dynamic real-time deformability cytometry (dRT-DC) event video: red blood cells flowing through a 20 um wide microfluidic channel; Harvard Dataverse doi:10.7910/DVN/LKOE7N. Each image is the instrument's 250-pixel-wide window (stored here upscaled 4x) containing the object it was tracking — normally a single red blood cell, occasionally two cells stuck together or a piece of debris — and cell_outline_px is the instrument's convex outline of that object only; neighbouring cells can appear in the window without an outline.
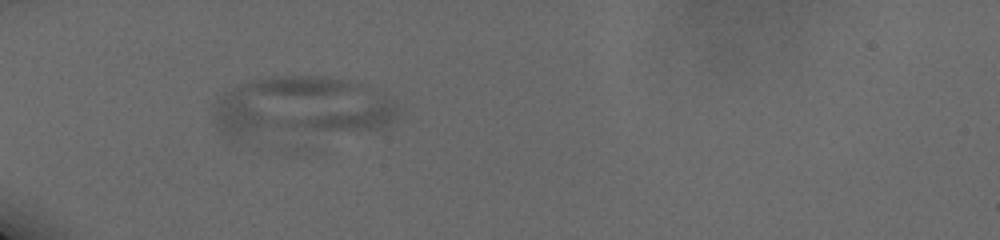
{"species": "human", "species_latin": "Homo sapiens", "temperature_condition": "cold", "stored_images_in_passage": 13, "camera_frame_rate_fps": 3000, "um_per_image_px": 0.085, "donor": {"sex": "male"}, "frame": {"image": 1, "passage_image": 1, "time_ms": 0.0, "image_size_px": [1000, 240], "cell_outline_px": [[400, 112], [396, 120], [384, 128], [236, 136], [232, 136], [224, 132], [216, 124], [216, 104], [228, 92], [244, 84], [256, 80], [272, 76], [324, 76], [348, 80], [360, 84], [392, 100]], "centroid_in_image_um": [25.72, 9.08], "position_along_channel_um": 59.3, "area_um2": 62.94}}